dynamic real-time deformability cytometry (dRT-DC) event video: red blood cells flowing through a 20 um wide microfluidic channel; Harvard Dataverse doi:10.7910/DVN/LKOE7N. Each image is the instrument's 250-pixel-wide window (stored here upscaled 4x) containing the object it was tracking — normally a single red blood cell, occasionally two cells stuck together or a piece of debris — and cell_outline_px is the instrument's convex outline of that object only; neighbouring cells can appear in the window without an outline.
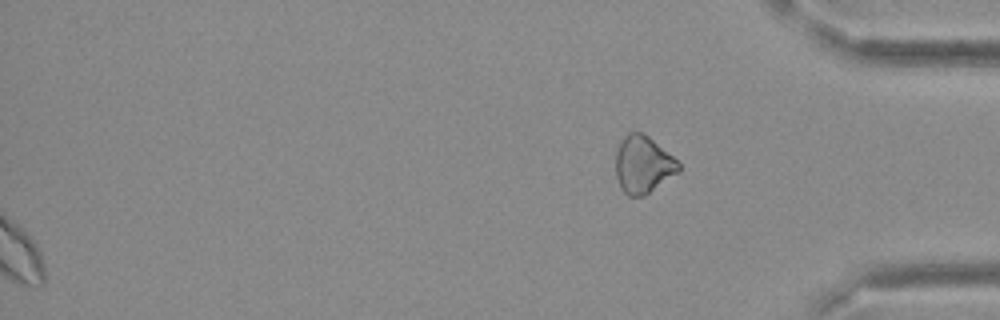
{"species": "Egyptian fruit bat (a non-hibernating species)", "species_latin": "Rousettus aegyptiacus", "temperature_condition": "cold", "stored_images_in_passage": 32, "segment_of_instrument_passage": [2, 2], "camera_frame_rate_fps": 3000, "um_per_image_px": 0.085, "frame": {"image": 1, "passage_image": 32, "time_ms": 10.333, "image_size_px": [1000, 320], "cell_outline_px": [[680, 172], [644, 196], [628, 196], [620, 188], [616, 176], [616, 152], [624, 136], [628, 132], [644, 132], [672, 156], [680, 164]], "centroid_in_image_um": [54.66, 14.0], "position_along_channel_um": 380.5, "area_um2": 21.04}}